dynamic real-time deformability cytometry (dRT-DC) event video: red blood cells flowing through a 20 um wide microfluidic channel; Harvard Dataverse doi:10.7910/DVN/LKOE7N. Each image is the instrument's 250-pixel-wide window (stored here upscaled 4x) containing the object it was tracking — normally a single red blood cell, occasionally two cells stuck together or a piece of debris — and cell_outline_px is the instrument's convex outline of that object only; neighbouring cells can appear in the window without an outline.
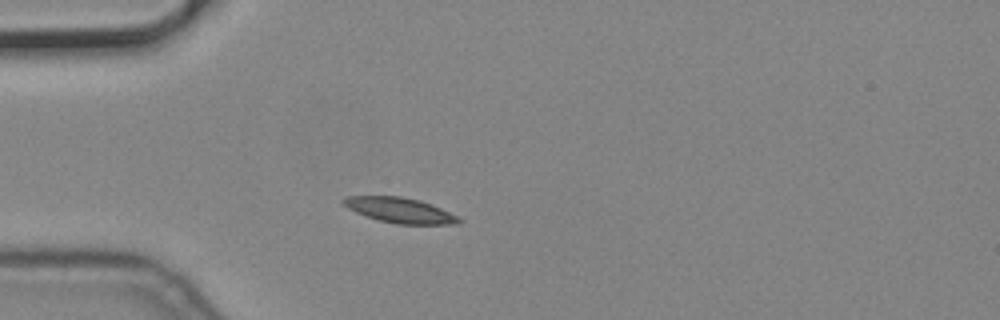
{"species": "common noctule bat (a hibernating species)", "species_latin": "Nyctalus noctula", "temperature_condition": "cold", "stored_images_in_passage": 52, "camera_frame_rate_fps": 3000, "um_per_image_px": 0.085, "animal": {"sex": "male", "body_mass_g": 19.2, "forearm_length_mm": 51.8}, "frame": {"image": 1, "passage_image": 11, "time_ms": 3.333, "image_size_px": [1000, 320], "cell_outline_px": [[464, 220], [456, 224], [396, 224], [380, 220], [356, 212], [348, 208], [340, 200], [344, 196], [400, 196], [420, 200], [440, 208]], "centroid_in_image_um": [33.97, 17.86], "position_along_channel_um": 51.0, "area_um2": 16.76}}
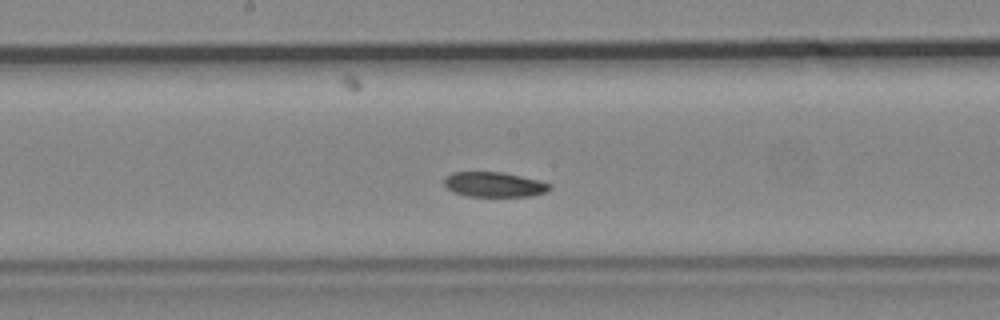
{"frame": {"image": 2, "passage_image": 25, "time_ms": 8.0, "image_size_px": [1000, 320], "cell_outline_px": [[552, 188], [544, 192], [532, 196], [468, 196], [452, 192], [444, 184], [444, 176], [452, 172], [500, 172], [520, 176], [552, 184]], "centroid_in_image_um": [41.96, 15.68], "position_along_channel_um": 206.2, "area_um2": 15.26}}
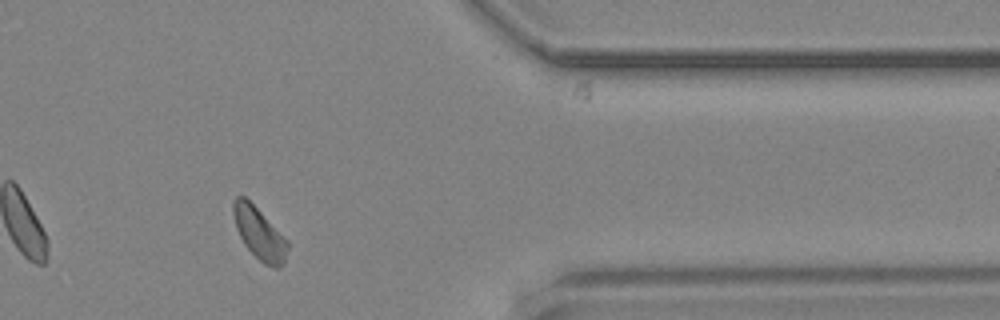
{"frame": {"image": 3, "passage_image": 42, "time_ms": 13.667, "image_size_px": [1000, 320], "cell_outline_px": [[288, 248], [284, 264], [276, 268], [264, 264], [244, 244], [236, 228], [232, 212], [232, 204], [236, 196], [244, 196], [288, 240]], "centroid_in_image_um": [22.03, 19.85], "position_along_channel_um": 389.4, "area_um2": 16.13}}